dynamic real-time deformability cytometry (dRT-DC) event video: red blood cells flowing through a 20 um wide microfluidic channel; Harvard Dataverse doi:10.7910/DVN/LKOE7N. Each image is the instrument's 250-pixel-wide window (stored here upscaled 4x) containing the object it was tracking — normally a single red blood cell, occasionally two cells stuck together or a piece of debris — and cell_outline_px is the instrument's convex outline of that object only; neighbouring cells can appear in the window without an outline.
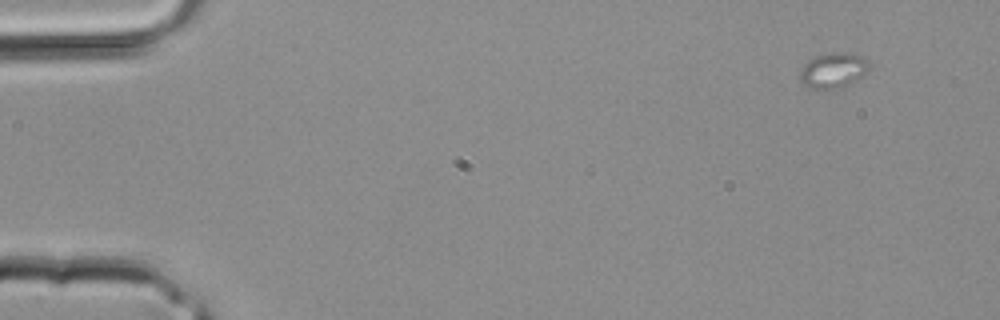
{"species": "common noctule bat (a hibernating species)", "species_latin": "Nyctalus noctula", "temperature_condition": "room temperature", "stored_images_in_passage": 3, "camera_frame_rate_fps": 3000, "um_per_image_px": 0.085, "animal": {"sex": "male", "body_mass_g": 20.4}, "frame": {"image": 1, "passage_image": 1, "time_ms": 0.0, "image_size_px": [1000, 320], "cell_outline_px": [[868, 72], [844, 84], [832, 88], [812, 88], [804, 84], [800, 80], [800, 72], [804, 64], [812, 56], [860, 56], [868, 60]], "centroid_in_image_um": [70.75, 6.01], "position_along_channel_um": 14.2, "area_um2": 12.83}}